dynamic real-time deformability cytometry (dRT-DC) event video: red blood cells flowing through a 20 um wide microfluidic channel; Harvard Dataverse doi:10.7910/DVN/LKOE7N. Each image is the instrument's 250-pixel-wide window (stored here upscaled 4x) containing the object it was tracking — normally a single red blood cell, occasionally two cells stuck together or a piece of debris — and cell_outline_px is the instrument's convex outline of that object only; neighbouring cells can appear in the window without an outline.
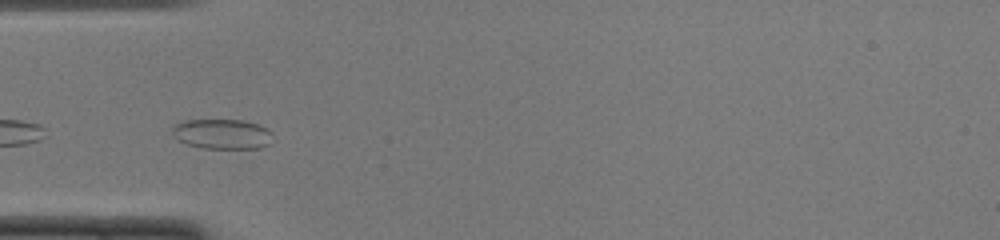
{"species": "common noctule bat (a hibernating species)", "species_latin": "Nyctalus noctula", "temperature_condition": "cold", "stored_images_in_passage": 12, "camera_frame_rate_fps": 3000, "um_per_image_px": 0.085, "animal": {"sex": "female", "body_mass_g": 22.0, "forearm_length_mm": 56.7}, "frame": {"image": 1, "passage_image": 9, "time_ms": 2.667, "image_size_px": [1000, 240], "cell_outline_px": [[272, 132], [268, 144], [260, 148], [204, 148], [188, 144], [172, 136], [172, 128], [176, 124], [184, 120], [244, 120], [268, 128]], "centroid_in_image_um": [18.87, 11.38], "position_along_channel_um": 66.1, "area_um2": 17.4}}